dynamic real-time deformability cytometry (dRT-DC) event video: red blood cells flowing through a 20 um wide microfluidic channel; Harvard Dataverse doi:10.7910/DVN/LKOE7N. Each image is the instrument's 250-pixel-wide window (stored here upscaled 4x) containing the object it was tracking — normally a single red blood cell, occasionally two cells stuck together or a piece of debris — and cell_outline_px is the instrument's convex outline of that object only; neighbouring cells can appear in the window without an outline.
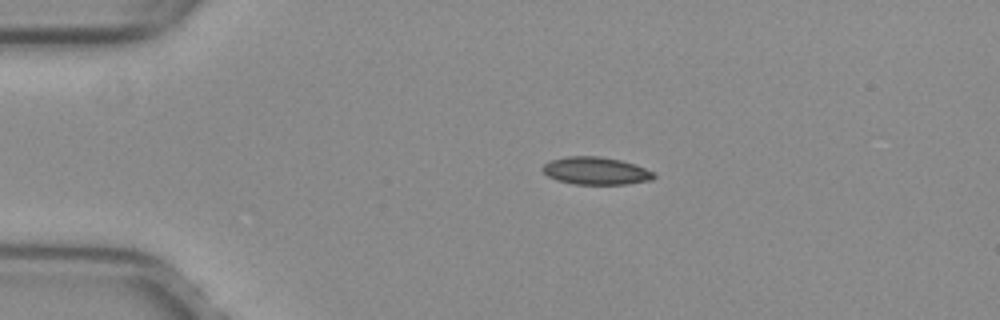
{"species": "common noctule bat (a hibernating species)", "species_latin": "Nyctalus noctula", "temperature_condition": "warm", "stored_images_in_passage": 33, "camera_frame_rate_fps": 3000, "um_per_image_px": 0.085, "animal": {"sex": "female", "body_mass_g": 29.2, "forearm_length_mm": 56.3}, "frame": {"image": 1, "passage_image": 1, "time_ms": 0.0, "image_size_px": [1000, 320], "cell_outline_px": [[656, 176], [652, 180], [628, 184], [572, 184], [556, 180], [548, 176], [540, 168], [548, 160], [568, 156], [600, 156], [620, 160], [636, 164], [656, 172]], "centroid_in_image_um": [50.66, 14.52], "position_along_channel_um": 34.3, "area_um2": 18.21}}
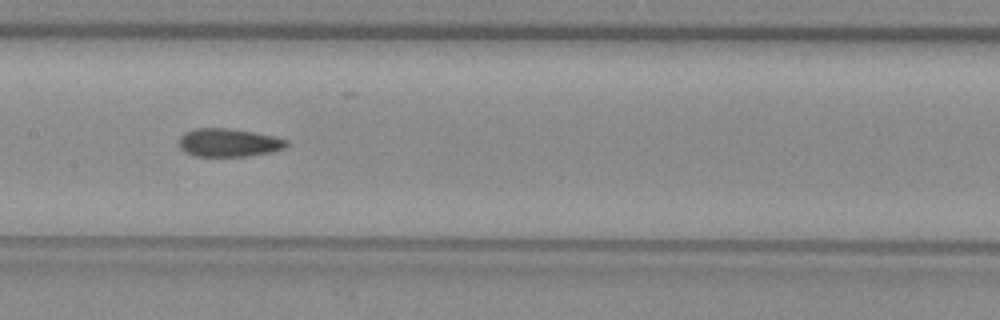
{"frame": {"image": 2, "passage_image": 16, "time_ms": 5.0, "image_size_px": [1000, 320], "cell_outline_px": [[288, 144], [284, 148], [272, 152], [244, 156], [192, 156], [184, 152], [180, 148], [180, 136], [184, 132], [196, 128], [228, 128], [252, 132], [272, 136], [288, 140]], "centroid_in_image_um": [19.4, 12.13], "position_along_channel_um": 188.0, "area_um2": 17.63}}
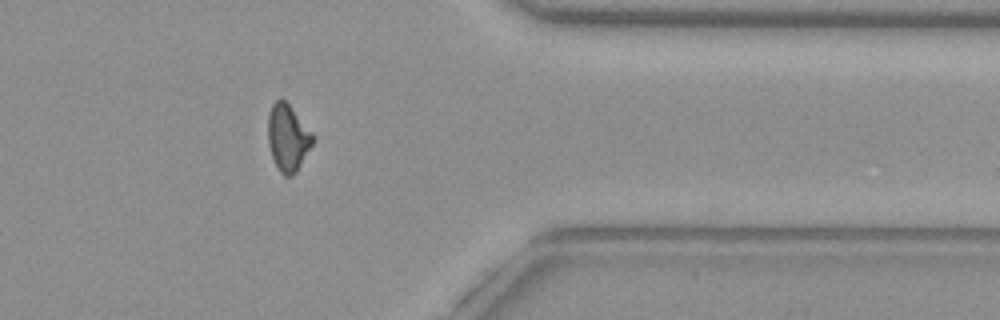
{"frame": {"image": 3, "passage_image": 32, "time_ms": 10.333, "image_size_px": [1000, 320], "cell_outline_px": [[312, 144], [296, 172], [292, 176], [284, 176], [280, 172], [272, 156], [268, 144], [268, 112], [272, 104], [280, 96], [288, 104], [312, 132]], "centroid_in_image_um": [24.43, 11.69], "position_along_channel_um": 387.0, "area_um2": 17.17}}